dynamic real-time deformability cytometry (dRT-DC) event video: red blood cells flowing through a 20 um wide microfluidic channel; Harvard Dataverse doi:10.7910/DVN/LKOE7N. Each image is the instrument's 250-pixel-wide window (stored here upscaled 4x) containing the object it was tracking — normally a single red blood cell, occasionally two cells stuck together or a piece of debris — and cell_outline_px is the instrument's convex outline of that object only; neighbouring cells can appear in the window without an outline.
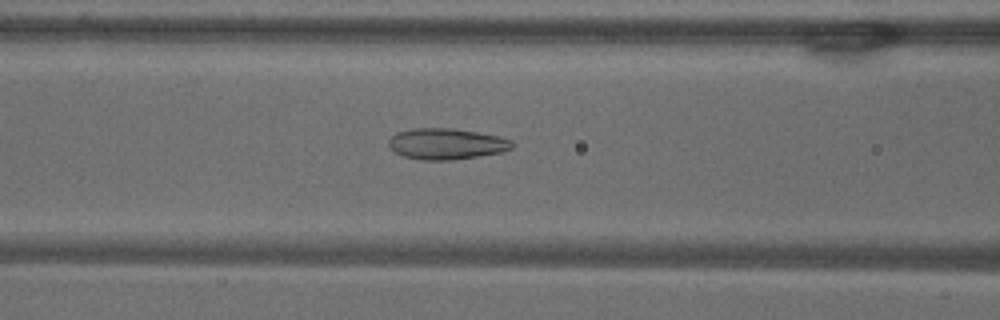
{"species": "common noctule bat (a hibernating species)", "species_latin": "Nyctalus noctula", "temperature_condition": "warm", "stored_images_in_passage": 55, "camera_frame_rate_fps": 3000, "um_per_image_px": 0.085, "animal": {"sex": "male", "body_mass_g": 18.8}, "frame": {"image": 1, "passage_image": 23, "time_ms": 7.333, "image_size_px": [1000, 320], "cell_outline_px": [[512, 148], [500, 152], [452, 160], [424, 160], [404, 156], [396, 152], [388, 144], [388, 140], [396, 132], [412, 128], [452, 128], [476, 132], [496, 136], [512, 140]], "centroid_in_image_um": [37.9, 12.22], "position_along_channel_um": 128.7, "area_um2": 22.02}}
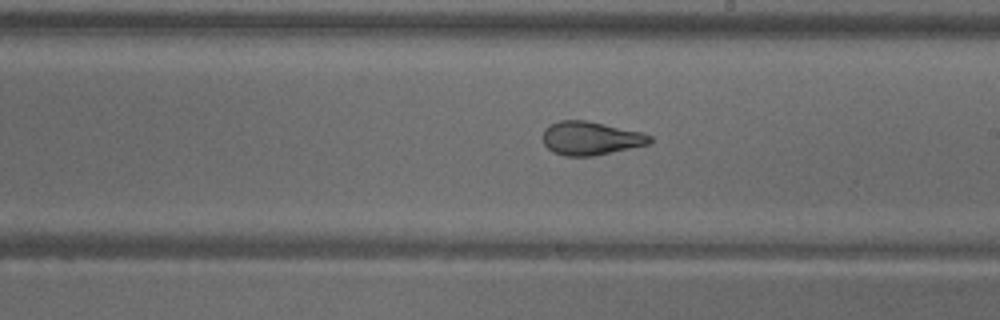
{"frame": {"image": 2, "passage_image": 32, "time_ms": 10.333, "image_size_px": [1000, 320], "cell_outline_px": [[652, 140], [648, 144], [592, 156], [564, 156], [552, 152], [544, 144], [544, 128], [560, 120], [588, 120], [640, 132], [652, 136]], "centroid_in_image_um": [50.18, 11.75], "position_along_channel_um": 238.8, "area_um2": 20.69}}
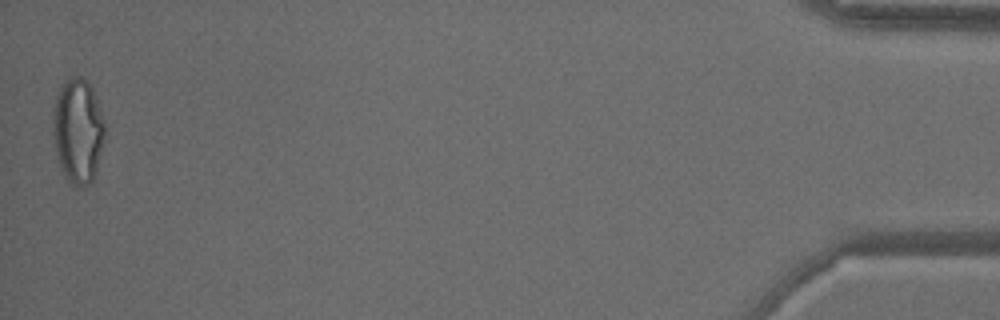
{"frame": {"image": 3, "passage_image": 55, "time_ms": 18.0, "image_size_px": [1000, 320], "cell_outline_px": [[104, 136], [96, 172], [92, 180], [88, 184], [68, 184], [60, 164], [56, 152], [52, 132], [52, 120], [56, 96], [60, 84], [72, 76], [80, 76], [92, 88], [104, 120]], "centroid_in_image_um": [6.6, 11.09], "position_along_channel_um": 428.6, "area_um2": 31.39}, "authors_computed_cell_mechanics": {"area_um2": 25.721, "velocity_mm_per_s": 3.6756, "shape_relaxation_time_tau1_ms": null, "shape_relaxation_time_tau2_ms": 1.2672, "deformation_change_tau1": null, "deformation_change_tau2": 0.0839}}